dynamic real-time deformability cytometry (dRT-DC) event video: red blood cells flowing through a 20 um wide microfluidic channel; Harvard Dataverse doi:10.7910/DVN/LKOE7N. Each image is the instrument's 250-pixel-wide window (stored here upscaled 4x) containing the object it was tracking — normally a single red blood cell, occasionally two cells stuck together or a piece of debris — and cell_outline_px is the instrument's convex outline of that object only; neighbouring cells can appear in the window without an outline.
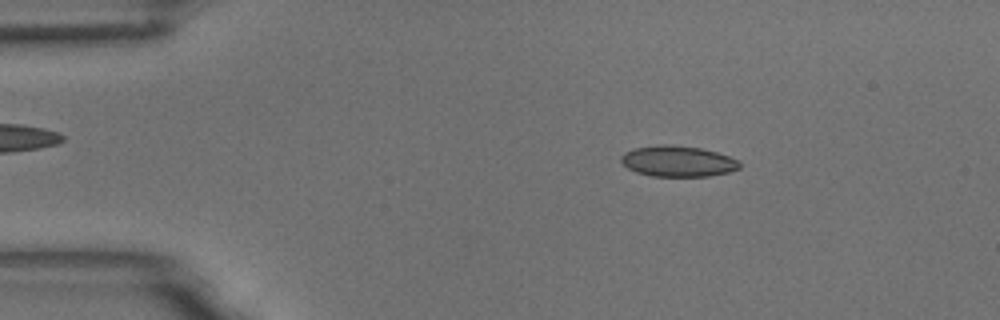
{"species": "common noctule bat (a hibernating species)", "species_latin": "Nyctalus noctula", "temperature_condition": "room temperature", "stored_images_in_passage": 56, "camera_frame_rate_fps": 3000, "um_per_image_px": 0.085, "animal": {"sex": "male", "body_mass_g": 18.8}, "frame": {"image": 1, "passage_image": 9, "time_ms": 2.667, "image_size_px": [1000, 320], "cell_outline_px": [[740, 168], [728, 172], [708, 176], [652, 176], [636, 172], [628, 168], [620, 160], [620, 156], [624, 152], [632, 148], [656, 144], [668, 144], [700, 148], [716, 152], [728, 156], [736, 160], [740, 164]], "centroid_in_image_um": [57.56, 13.69], "position_along_channel_um": 27.4, "area_um2": 21.33}}
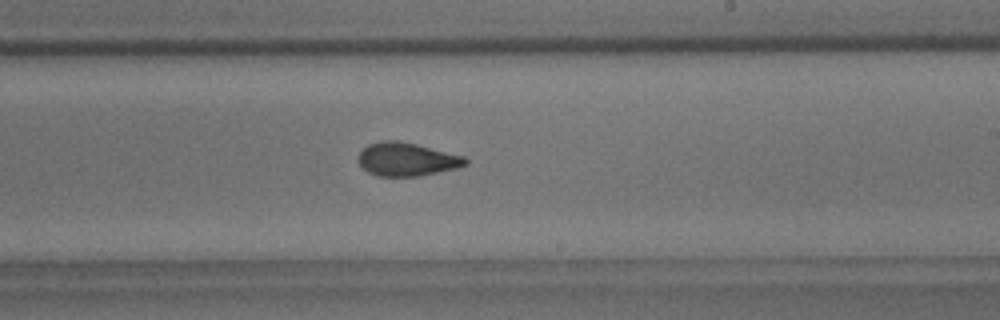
{"frame": {"image": 2, "passage_image": 33, "time_ms": 10.667, "image_size_px": [1000, 320], "cell_outline_px": [[468, 164], [456, 168], [420, 176], [376, 176], [368, 172], [360, 164], [360, 152], [368, 144], [380, 140], [400, 140], [464, 156], [468, 160]], "centroid_in_image_um": [34.59, 13.53], "position_along_channel_um": 254.4, "area_um2": 20.75}}
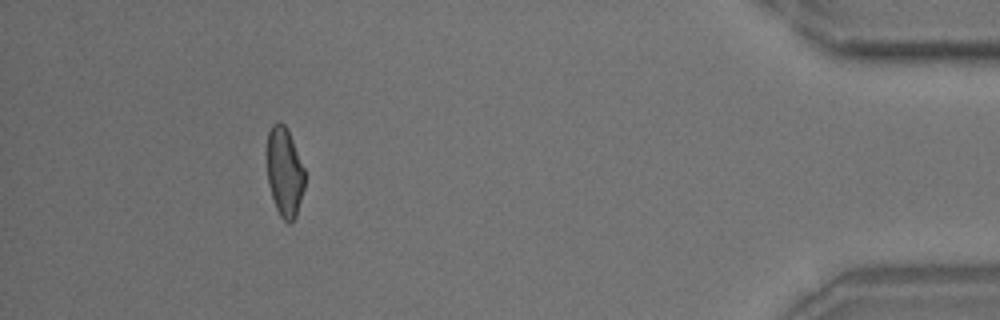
{"frame": {"image": 3, "passage_image": 51, "time_ms": 16.667, "image_size_px": [1000, 320], "cell_outline_px": [[304, 188], [296, 216], [288, 224], [280, 216], [276, 208], [268, 184], [268, 132], [272, 124], [276, 120], [280, 120], [284, 124], [292, 140], [304, 168]], "centroid_in_image_um": [24.18, 14.62], "position_along_channel_um": 411.0, "area_um2": 19.36}, "authors_computed_cell_mechanics": {"area_um2": 20.9525, "velocity_mm_per_s": 3.5749, "shape_relaxation_time_tau1_ms": 8.4609, "shape_relaxation_time_tau2_ms": 1.3961, "deformation_change_tau1": 0.1787, "deformation_change_tau2": 0.0808}}